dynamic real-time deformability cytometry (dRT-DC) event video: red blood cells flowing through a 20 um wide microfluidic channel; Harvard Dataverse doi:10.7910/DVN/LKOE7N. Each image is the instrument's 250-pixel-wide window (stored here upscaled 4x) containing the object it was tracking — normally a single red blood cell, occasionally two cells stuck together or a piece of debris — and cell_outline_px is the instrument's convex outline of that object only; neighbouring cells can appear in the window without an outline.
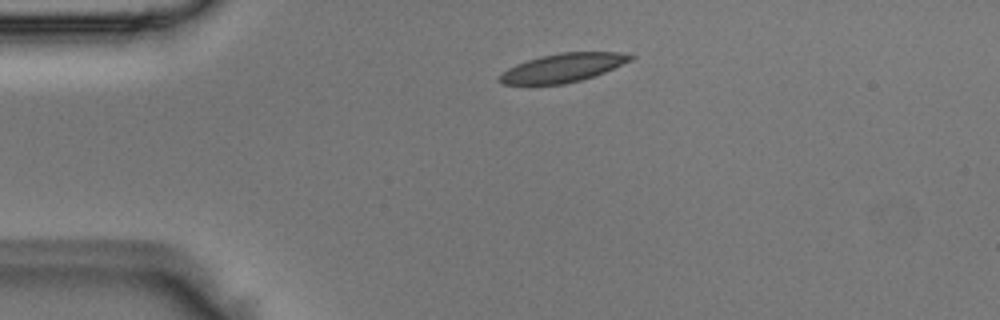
{"species": "Egyptian fruit bat (a non-hibernating species)", "species_latin": "Rousettus aegyptiacus", "temperature_condition": "room temperature", "stored_images_in_passage": 4, "camera_frame_rate_fps": 3000, "um_per_image_px": 0.085, "animal": {"sex": "male"}, "frame": {"image": 1, "passage_image": 2, "time_ms": 0.333, "image_size_px": [1000, 320], "cell_outline_px": [[636, 56], [632, 60], [604, 72], [580, 80], [564, 84], [504, 84], [496, 80], [496, 76], [500, 72], [516, 64], [540, 56], [560, 52], [620, 52]], "centroid_in_image_um": [47.79, 5.76], "position_along_channel_um": 37.2, "area_um2": 21.85}}
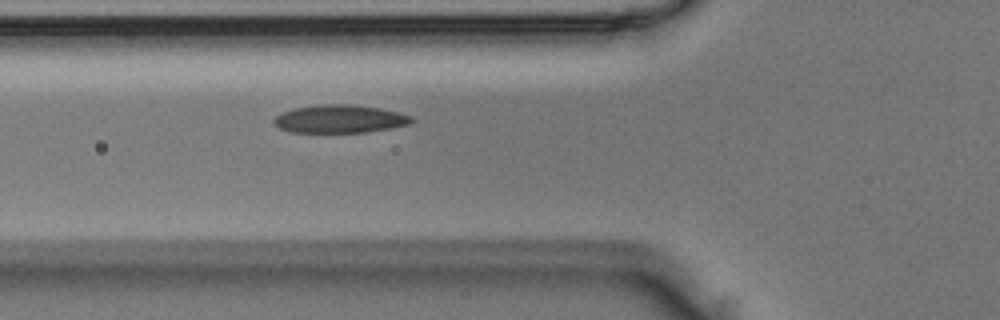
{"frame": {"image": 2, "passage_image": 4, "time_ms": 1.0, "image_size_px": [1000, 320], "cell_outline_px": [[416, 120], [412, 124], [368, 132], [288, 132], [272, 124], [272, 120], [276, 116], [284, 112], [296, 108], [320, 104], [348, 104], [380, 108], [412, 116]], "centroid_in_image_um": [28.9, 10.11], "position_along_channel_um": 96.9, "area_um2": 22.54}}